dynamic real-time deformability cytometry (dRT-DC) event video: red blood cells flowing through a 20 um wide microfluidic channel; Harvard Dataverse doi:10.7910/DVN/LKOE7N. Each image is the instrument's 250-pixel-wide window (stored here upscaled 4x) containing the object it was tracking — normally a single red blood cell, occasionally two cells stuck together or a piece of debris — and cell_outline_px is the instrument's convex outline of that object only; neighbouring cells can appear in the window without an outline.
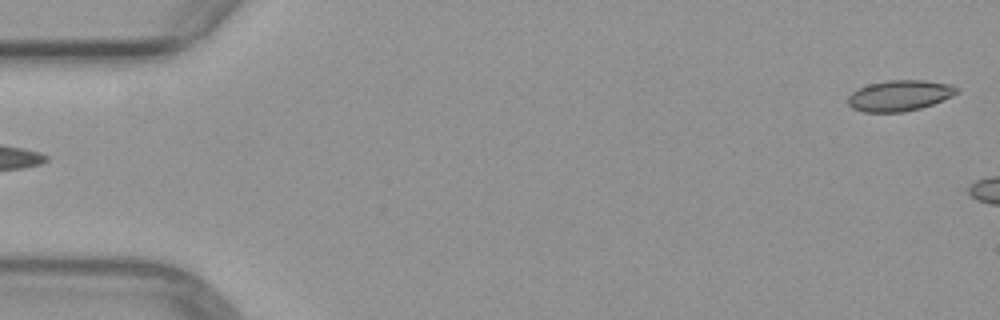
{"species": "common noctule bat (a hibernating species)", "species_latin": "Nyctalus noctula", "temperature_condition": "warm", "stored_images_in_passage": 6, "segment_of_instrument_passage": [2, 2], "camera_frame_rate_fps": 3000, "um_per_image_px": 0.085, "animal": {"sex": "female", "body_mass_g": 29.2, "forearm_length_mm": 56.3}, "frame": {"image": 1, "passage_image": 6, "time_ms": 5.667, "image_size_px": [1000, 320], "cell_outline_px": [[960, 92], [952, 96], [932, 104], [920, 108], [904, 112], [864, 112], [852, 108], [848, 104], [848, 96], [852, 92], [868, 84], [888, 80], [924, 80], [948, 84], [960, 88]], "centroid_in_image_um": [76.47, 8.12], "position_along_channel_um": 8.5, "area_um2": 19.54}}